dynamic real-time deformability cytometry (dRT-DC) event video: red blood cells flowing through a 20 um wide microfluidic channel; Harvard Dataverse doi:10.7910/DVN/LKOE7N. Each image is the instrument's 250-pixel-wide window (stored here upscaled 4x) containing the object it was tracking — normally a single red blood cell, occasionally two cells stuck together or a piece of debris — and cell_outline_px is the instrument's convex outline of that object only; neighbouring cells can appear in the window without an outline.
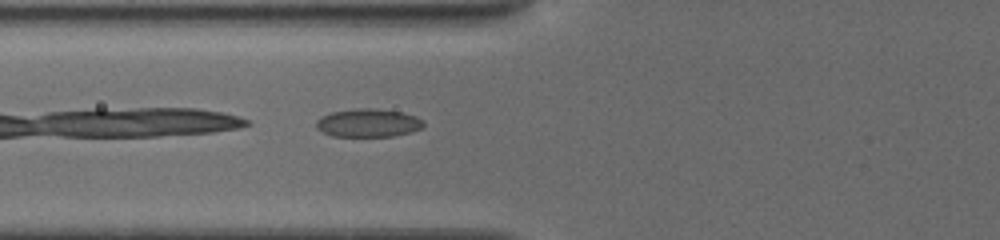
{"species": "common noctule bat (a hibernating species)", "species_latin": "Nyctalus noctula", "temperature_condition": "cold", "stored_images_in_passage": 44, "camera_frame_rate_fps": 3000, "um_per_image_px": 0.085, "animal": {"sex": "female", "body_mass_g": 19.5, "forearm_length_mm": 54.1}, "frame": {"image": 1, "passage_image": 3, "time_ms": 0.667, "image_size_px": [1000, 240], "cell_outline_px": [[424, 128], [412, 132], [392, 136], [332, 136], [316, 128], [316, 120], [320, 116], [332, 112], [356, 108], [376, 108], [400, 112], [416, 116], [424, 120]], "centroid_in_image_um": [31.32, 10.44], "position_along_channel_um": 94.5, "area_um2": 17.8}}
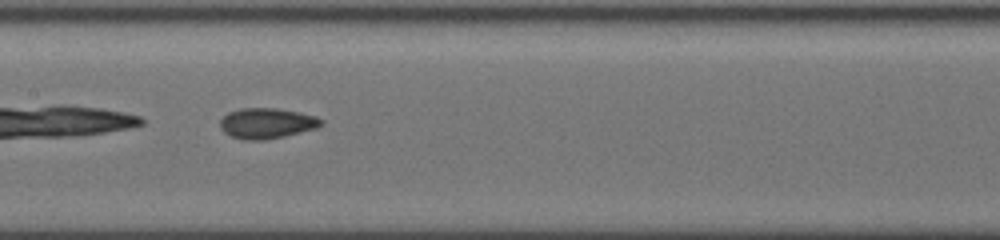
{"frame": {"image": 2, "passage_image": 12, "time_ms": 3.0, "image_size_px": [1000, 240], "cell_outline_px": [[324, 120], [316, 128], [284, 136], [264, 140], [244, 140], [232, 136], [224, 132], [220, 128], [220, 120], [228, 112], [240, 108], [276, 108], [300, 112], [316, 116]], "centroid_in_image_um": [22.66, 10.47], "position_along_channel_um": 184.7, "area_um2": 17.92}}
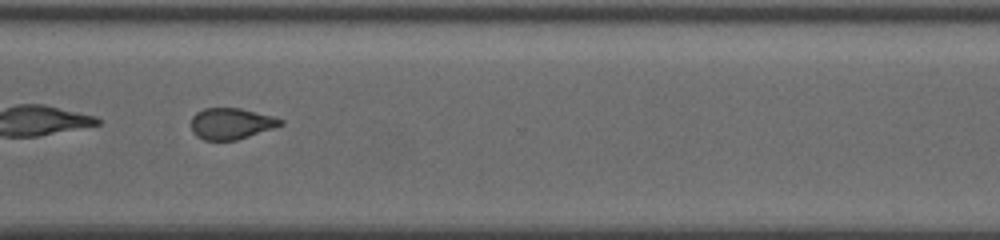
{"frame": {"image": 3, "passage_image": 29, "time_ms": 7.333, "image_size_px": [1000, 240], "cell_outline_px": [[284, 124], [236, 140], [204, 140], [196, 136], [192, 132], [192, 116], [196, 112], [204, 108], [240, 108], [272, 116], [284, 120]], "centroid_in_image_um": [19.62, 10.5], "position_along_channel_um": 351.0, "area_um2": 16.13}, "authors_computed_cell_mechanics": {"area_um2": 16.762, "velocity_mm_per_s": 3.8487, "shape_relaxation_time_tau1_ms": 4.3641, "shape_relaxation_time_tau2_ms": 2.7568, "deformation_change_tau1": 0.1089, "deformation_change_tau2": 0.0886}}